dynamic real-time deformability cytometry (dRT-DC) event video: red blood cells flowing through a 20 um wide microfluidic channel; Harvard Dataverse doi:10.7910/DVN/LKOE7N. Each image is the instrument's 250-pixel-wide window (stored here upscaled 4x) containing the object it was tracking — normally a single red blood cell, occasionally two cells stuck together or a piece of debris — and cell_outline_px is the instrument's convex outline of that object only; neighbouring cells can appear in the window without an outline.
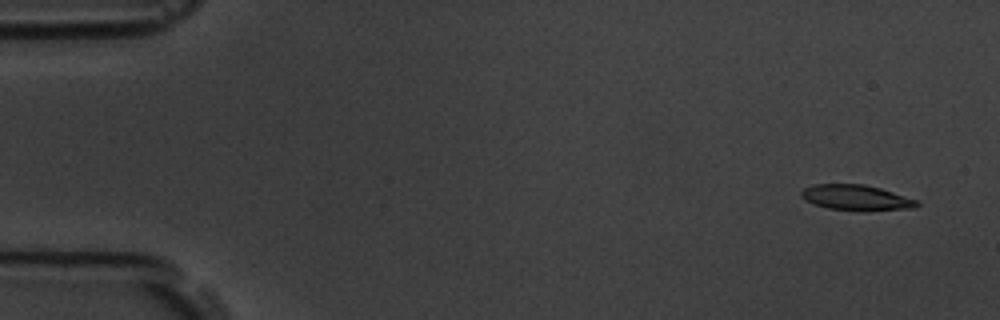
{"species": "common noctule bat (a hibernating species)", "species_latin": "Nyctalus noctula", "temperature_condition": "room temperature", "stored_images_in_passage": 5, "camera_frame_rate_fps": 3000, "um_per_image_px": 0.085, "animal": {"sex": "male", "body_mass_g": 19.5, "forearm_length_mm": 54.6}, "frame": {"image": 1, "passage_image": 1, "time_ms": 0.0, "image_size_px": [1000, 320], "cell_outline_px": [[920, 204], [916, 208], [864, 212], [828, 208], [804, 200], [800, 196], [800, 192], [804, 188], [812, 184], [864, 184], [880, 188], [916, 200]], "centroid_in_image_um": [72.77, 16.81], "position_along_channel_um": 12.2, "area_um2": 17.4}}